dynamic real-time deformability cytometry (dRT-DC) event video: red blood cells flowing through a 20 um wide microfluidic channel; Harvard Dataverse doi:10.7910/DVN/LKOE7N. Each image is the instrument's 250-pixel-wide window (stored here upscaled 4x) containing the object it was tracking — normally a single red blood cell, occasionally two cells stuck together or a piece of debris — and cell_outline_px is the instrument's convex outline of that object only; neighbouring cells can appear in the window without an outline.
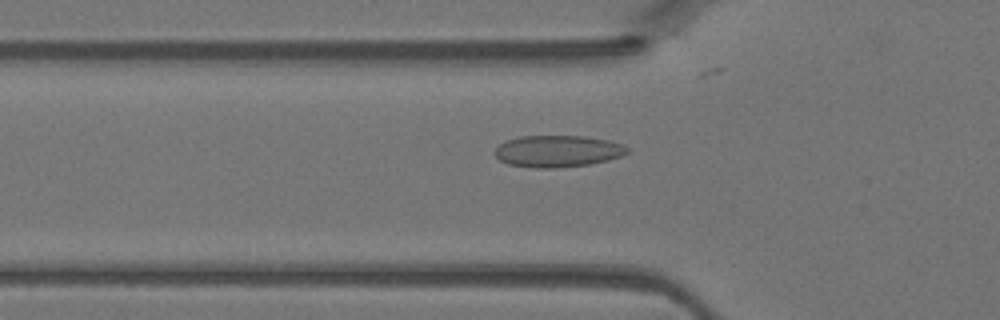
{"species": "Egyptian fruit bat (a non-hibernating species)", "species_latin": "Rousettus aegyptiacus", "temperature_condition": "warm", "stored_images_in_passage": 45, "camera_frame_rate_fps": 3000, "um_per_image_px": 0.085, "animal": {"sex": "female"}, "frame": {"image": 1, "passage_image": 15, "time_ms": 4.667, "image_size_px": [1000, 320], "cell_outline_px": [[628, 152], [620, 156], [608, 160], [588, 164], [556, 168], [536, 168], [508, 164], [500, 160], [492, 152], [500, 144], [508, 140], [520, 136], [584, 136], [608, 140], [620, 144], [628, 148]], "centroid_in_image_um": [47.37, 12.85], "position_along_channel_um": 78.4, "area_um2": 24.33}}
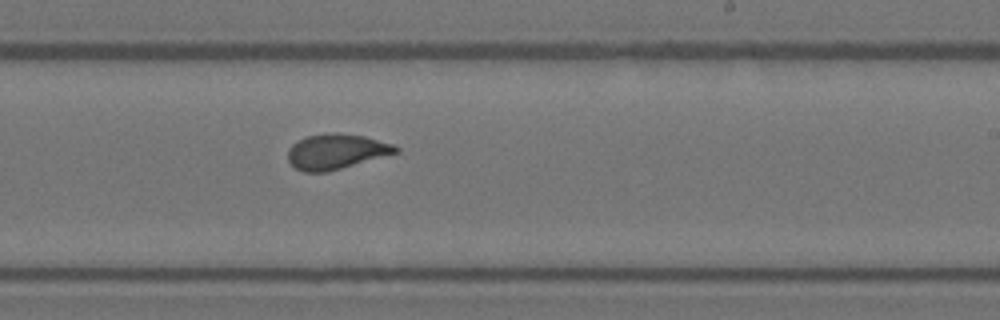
{"frame": {"image": 2, "passage_image": 27, "time_ms": 8.667, "image_size_px": [1000, 320], "cell_outline_px": [[400, 152], [340, 168], [324, 172], [304, 172], [296, 168], [288, 160], [288, 148], [292, 144], [308, 136], [336, 132], [364, 136], [392, 144], [400, 148]], "centroid_in_image_um": [28.58, 12.88], "position_along_channel_um": 260.4, "area_um2": 21.79}}
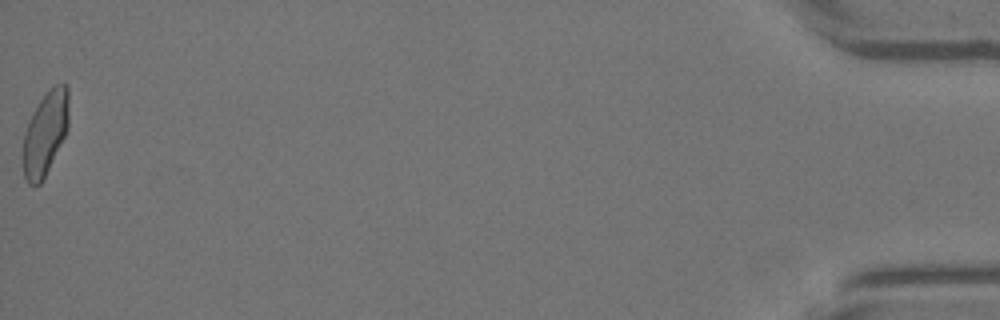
{"frame": {"image": 3, "passage_image": 45, "time_ms": 14.667, "image_size_px": [1000, 320], "cell_outline_px": [[68, 128], [40, 184], [28, 184], [24, 176], [24, 132], [32, 112], [48, 88], [56, 84], [68, 84]], "centroid_in_image_um": [3.85, 11.25], "position_along_channel_um": 431.3, "area_um2": 21.85}}